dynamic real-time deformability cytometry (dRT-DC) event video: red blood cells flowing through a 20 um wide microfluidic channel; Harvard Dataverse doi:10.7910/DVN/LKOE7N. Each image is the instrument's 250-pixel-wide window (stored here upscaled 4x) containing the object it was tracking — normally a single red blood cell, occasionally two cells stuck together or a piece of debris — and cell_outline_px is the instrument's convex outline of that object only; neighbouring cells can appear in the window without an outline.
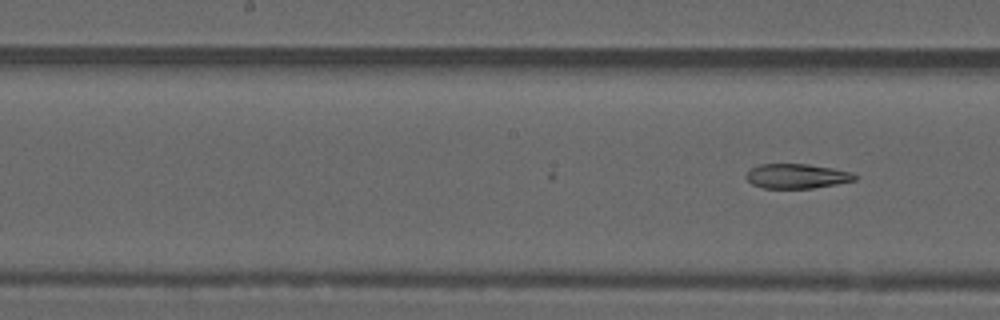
{"species": "common noctule bat (a hibernating species)", "species_latin": "Nyctalus noctula", "temperature_condition": "warm", "stored_images_in_passage": 25, "camera_frame_rate_fps": 3000, "um_per_image_px": 0.085, "animal": {"sex": "male", "forearm_length_mm": 52.5}, "frame": {"image": 1, "passage_image": 25, "time_ms": 8.0, "image_size_px": [1000, 320], "cell_outline_px": [[860, 176], [856, 180], [836, 184], [812, 188], [764, 188], [752, 184], [744, 176], [752, 168], [760, 164], [808, 164], [832, 168], [852, 172]], "centroid_in_image_um": [67.76, 14.97], "position_along_channel_um": 180.4, "area_um2": 15.61}}